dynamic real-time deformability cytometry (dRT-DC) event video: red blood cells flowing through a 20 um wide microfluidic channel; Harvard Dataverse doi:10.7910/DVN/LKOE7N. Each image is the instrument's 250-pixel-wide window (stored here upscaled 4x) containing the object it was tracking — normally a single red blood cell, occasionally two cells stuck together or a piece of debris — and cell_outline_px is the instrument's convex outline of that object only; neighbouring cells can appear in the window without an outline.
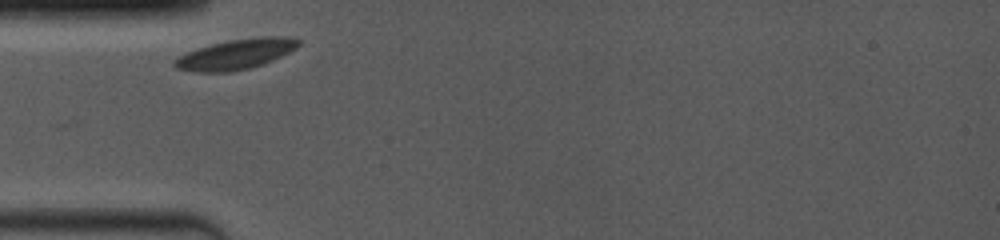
{"species": "common noctule bat (a hibernating species)", "species_latin": "Nyctalus noctula", "temperature_condition": "room temperature", "stored_images_in_passage": 16, "camera_frame_rate_fps": 4000, "um_per_image_px": 0.085, "animal": {"sex": "female", "body_mass_g": 19.0, "forearm_length_mm": 53.3}, "frame": {"image": 1, "passage_image": 1, "time_ms": 0.0, "image_size_px": [1000, 240], "cell_outline_px": [[300, 44], [296, 48], [264, 64], [252, 68], [232, 72], [196, 72], [176, 68], [172, 64], [172, 60], [184, 52], [196, 48], [212, 44], [232, 40], [260, 36], [284, 36], [300, 40]], "centroid_in_image_um": [20.0, 4.62], "position_along_channel_um": 65.0, "area_um2": 21.96}}
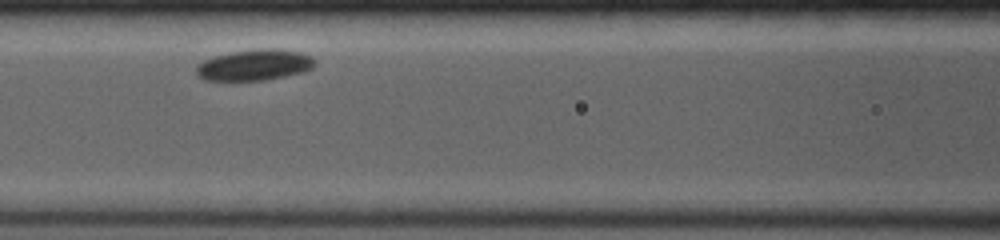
{"frame": {"image": 2, "passage_image": 8, "time_ms": 2.25, "image_size_px": [1000, 240], "cell_outline_px": [[312, 68], [304, 72], [264, 80], [204, 80], [196, 76], [196, 64], [204, 60], [216, 56], [232, 52], [256, 48], [276, 48], [300, 52], [312, 56]], "centroid_in_image_um": [21.59, 5.52], "position_along_channel_um": 145.0, "area_um2": 21.39}}
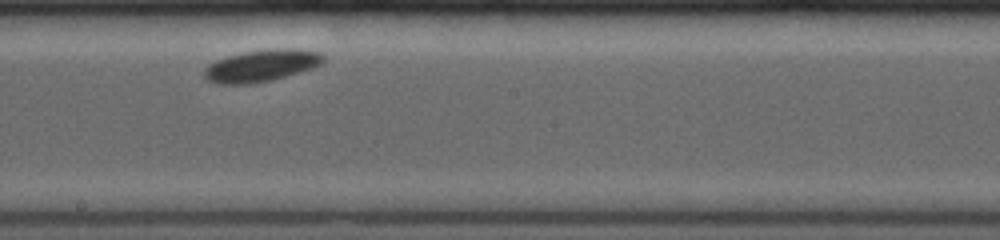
{"frame": {"image": 3, "passage_image": 15, "time_ms": 4.5, "image_size_px": [1000, 240], "cell_outline_px": [[324, 60], [320, 64], [312, 68], [300, 72], [272, 80], [248, 84], [216, 84], [208, 80], [204, 76], [204, 68], [208, 64], [216, 60], [228, 56], [244, 52], [276, 48], [300, 48], [320, 52], [324, 56]], "centroid_in_image_um": [22.22, 5.57], "position_along_channel_um": 226.0, "area_um2": 22.25}}